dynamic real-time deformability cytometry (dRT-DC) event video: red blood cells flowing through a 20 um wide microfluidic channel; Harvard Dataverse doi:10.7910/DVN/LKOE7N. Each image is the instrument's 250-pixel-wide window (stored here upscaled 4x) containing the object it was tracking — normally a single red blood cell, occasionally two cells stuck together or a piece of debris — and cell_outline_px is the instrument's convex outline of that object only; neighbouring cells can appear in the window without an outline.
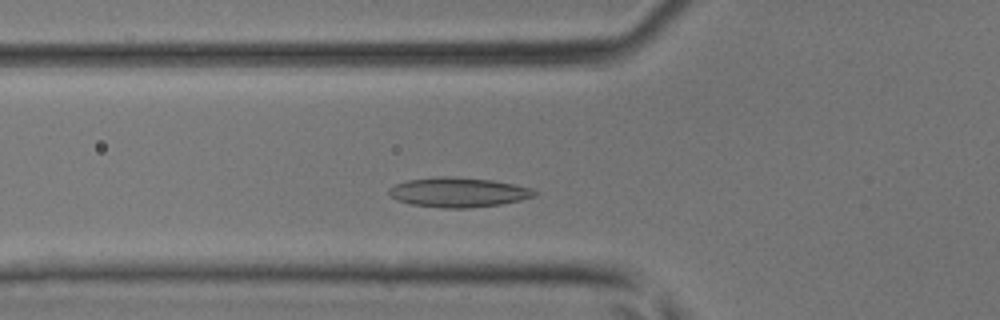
{"species": "common noctule bat (a hibernating species)", "species_latin": "Nyctalus noctula", "temperature_condition": "room temperature", "stored_images_in_passage": 37, "camera_frame_rate_fps": 3000, "um_per_image_px": 0.085, "animal": {"sex": "male", "body_mass_g": 17.9, "forearm_length_mm": 54.2}, "frame": {"image": 1, "passage_image": 9, "time_ms": 2.667, "image_size_px": [1000, 320], "cell_outline_px": [[536, 196], [520, 200], [500, 204], [472, 208], [440, 208], [412, 204], [396, 200], [388, 192], [388, 188], [396, 184], [408, 180], [436, 176], [452, 176], [492, 180], [532, 188], [536, 192]], "centroid_in_image_um": [38.94, 16.34], "position_along_channel_um": 86.9, "area_um2": 25.2}}
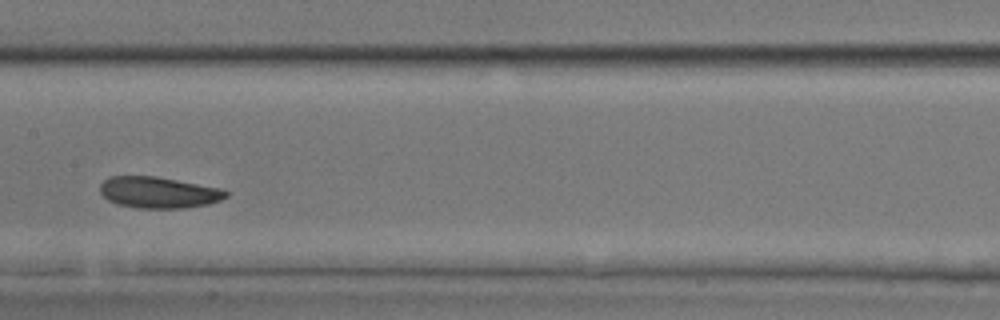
{"frame": {"image": 2, "passage_image": 16, "time_ms": 5.0, "image_size_px": [1000, 320], "cell_outline_px": [[228, 196], [220, 200], [208, 204], [184, 208], [136, 208], [120, 204], [108, 200], [100, 192], [100, 184], [108, 176], [156, 176], [220, 188], [228, 192]], "centroid_in_image_um": [13.47, 16.35], "position_along_channel_um": 193.9, "area_um2": 22.89}}
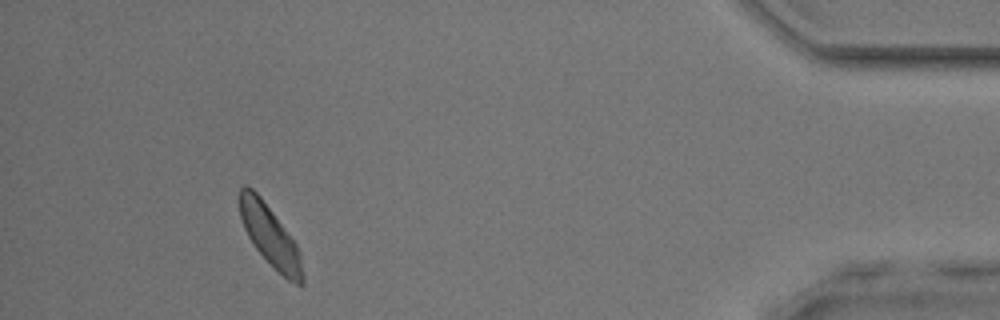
{"frame": {"image": 3, "passage_image": 34, "time_ms": 11.0, "image_size_px": [1000, 320], "cell_outline_px": [[304, 284], [296, 284], [288, 280], [256, 248], [248, 236], [244, 228], [240, 216], [240, 188], [244, 184], [252, 188], [260, 196], [296, 244], [300, 252], [304, 276]], "centroid_in_image_um": [22.96, 20.04], "position_along_channel_um": 412.2, "area_um2": 21.62}}